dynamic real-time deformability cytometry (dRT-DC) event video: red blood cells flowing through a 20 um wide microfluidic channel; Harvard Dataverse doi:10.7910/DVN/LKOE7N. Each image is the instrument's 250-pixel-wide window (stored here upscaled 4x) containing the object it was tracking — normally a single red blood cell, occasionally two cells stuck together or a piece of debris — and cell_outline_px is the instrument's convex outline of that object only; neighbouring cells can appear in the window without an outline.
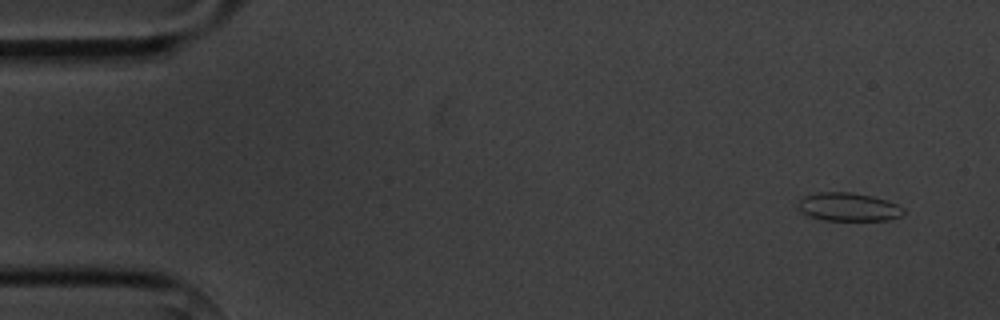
{"species": "common noctule bat (a hibernating species)", "species_latin": "Nyctalus noctula", "temperature_condition": "cold", "stored_images_in_passage": 5, "camera_frame_rate_fps": 3000, "um_per_image_px": 0.085, "animal": {"sex": "male", "body_mass_g": 20.1, "forearm_length_mm": 53.5}, "frame": {"image": 1, "passage_image": 1, "time_ms": 0.0, "image_size_px": [1000, 320], "cell_outline_px": [[904, 212], [900, 216], [888, 220], [820, 220], [808, 216], [800, 212], [796, 204], [804, 196], [816, 192], [852, 192], [872, 196], [888, 200], [904, 208]], "centroid_in_image_um": [72.07, 17.59], "position_along_channel_um": 12.9, "area_um2": 17.63}}
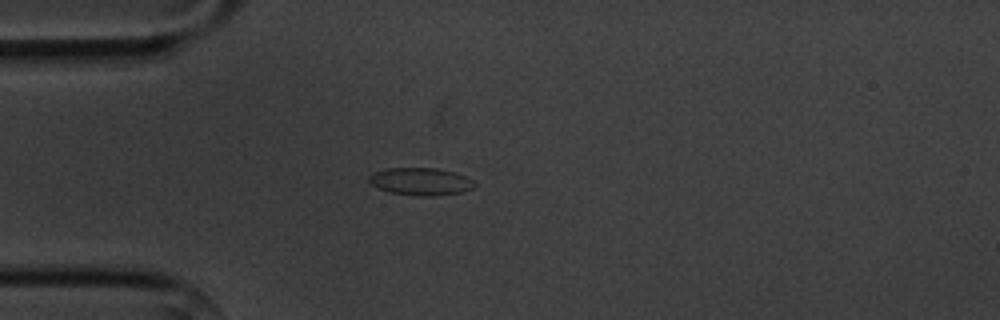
{"frame": {"image": 2, "passage_image": 4, "time_ms": 3.667, "image_size_px": [1000, 320], "cell_outline_px": [[476, 188], [464, 192], [436, 196], [420, 196], [388, 192], [372, 184], [368, 180], [368, 176], [372, 172], [384, 168], [436, 168], [456, 172], [472, 180], [476, 184]], "centroid_in_image_um": [35.78, 15.43], "position_along_channel_um": 49.2, "area_um2": 17.17}}